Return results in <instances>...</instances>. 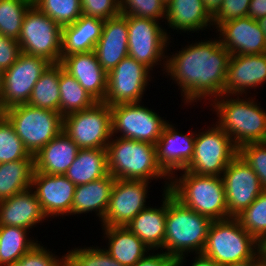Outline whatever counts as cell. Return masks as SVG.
<instances>
[{"mask_svg":"<svg viewBox=\"0 0 266 266\" xmlns=\"http://www.w3.org/2000/svg\"><path fill=\"white\" fill-rule=\"evenodd\" d=\"M181 49L166 58L165 71L181 88L184 103L223 95L231 54L220 40H201Z\"/></svg>","mask_w":266,"mask_h":266,"instance_id":"obj_1","label":"cell"},{"mask_svg":"<svg viewBox=\"0 0 266 266\" xmlns=\"http://www.w3.org/2000/svg\"><path fill=\"white\" fill-rule=\"evenodd\" d=\"M211 223L210 218L185 206L167 191L164 253L174 257L177 266H183L185 254L202 253Z\"/></svg>","mask_w":266,"mask_h":266,"instance_id":"obj_2","label":"cell"},{"mask_svg":"<svg viewBox=\"0 0 266 266\" xmlns=\"http://www.w3.org/2000/svg\"><path fill=\"white\" fill-rule=\"evenodd\" d=\"M107 145L108 171L115 179L166 181L164 191L169 190L170 176L157 160L156 145L133 139L115 137Z\"/></svg>","mask_w":266,"mask_h":266,"instance_id":"obj_3","label":"cell"},{"mask_svg":"<svg viewBox=\"0 0 266 266\" xmlns=\"http://www.w3.org/2000/svg\"><path fill=\"white\" fill-rule=\"evenodd\" d=\"M218 98L211 103L219 118L215 124L228 134L238 149L248 143L266 142V111L261 106L253 99H240L239 95L236 99L224 94Z\"/></svg>","mask_w":266,"mask_h":266,"instance_id":"obj_4","label":"cell"},{"mask_svg":"<svg viewBox=\"0 0 266 266\" xmlns=\"http://www.w3.org/2000/svg\"><path fill=\"white\" fill-rule=\"evenodd\" d=\"M170 178L169 192L182 204L212 221L229 218L221 176L198 175L186 170Z\"/></svg>","mask_w":266,"mask_h":266,"instance_id":"obj_5","label":"cell"},{"mask_svg":"<svg viewBox=\"0 0 266 266\" xmlns=\"http://www.w3.org/2000/svg\"><path fill=\"white\" fill-rule=\"evenodd\" d=\"M259 251L260 243L236 217H229L212 221L202 254L223 266L249 260Z\"/></svg>","mask_w":266,"mask_h":266,"instance_id":"obj_6","label":"cell"},{"mask_svg":"<svg viewBox=\"0 0 266 266\" xmlns=\"http://www.w3.org/2000/svg\"><path fill=\"white\" fill-rule=\"evenodd\" d=\"M2 114L33 156L63 129V116L59 112L28 104L8 108Z\"/></svg>","mask_w":266,"mask_h":266,"instance_id":"obj_7","label":"cell"},{"mask_svg":"<svg viewBox=\"0 0 266 266\" xmlns=\"http://www.w3.org/2000/svg\"><path fill=\"white\" fill-rule=\"evenodd\" d=\"M18 43L24 54L40 56L51 63H60L62 27L32 5L26 12Z\"/></svg>","mask_w":266,"mask_h":266,"instance_id":"obj_8","label":"cell"},{"mask_svg":"<svg viewBox=\"0 0 266 266\" xmlns=\"http://www.w3.org/2000/svg\"><path fill=\"white\" fill-rule=\"evenodd\" d=\"M80 149H107L112 136L111 108L104 102L63 117V129Z\"/></svg>","mask_w":266,"mask_h":266,"instance_id":"obj_9","label":"cell"},{"mask_svg":"<svg viewBox=\"0 0 266 266\" xmlns=\"http://www.w3.org/2000/svg\"><path fill=\"white\" fill-rule=\"evenodd\" d=\"M196 134L193 157L184 169L207 176H222L231 160L238 154L232 139L217 124Z\"/></svg>","mask_w":266,"mask_h":266,"instance_id":"obj_10","label":"cell"},{"mask_svg":"<svg viewBox=\"0 0 266 266\" xmlns=\"http://www.w3.org/2000/svg\"><path fill=\"white\" fill-rule=\"evenodd\" d=\"M110 108L112 136L121 133V138L157 144L167 120L140 102L118 104Z\"/></svg>","mask_w":266,"mask_h":266,"instance_id":"obj_11","label":"cell"},{"mask_svg":"<svg viewBox=\"0 0 266 266\" xmlns=\"http://www.w3.org/2000/svg\"><path fill=\"white\" fill-rule=\"evenodd\" d=\"M125 17L129 34L128 56L144 64L151 71L163 59L164 71L166 65L164 59L168 57L164 51L170 43L167 31L162 29V25L159 26L158 21L135 16Z\"/></svg>","mask_w":266,"mask_h":266,"instance_id":"obj_12","label":"cell"},{"mask_svg":"<svg viewBox=\"0 0 266 266\" xmlns=\"http://www.w3.org/2000/svg\"><path fill=\"white\" fill-rule=\"evenodd\" d=\"M50 64L51 62L43 57L22 53L18 60L4 71L0 113L8 108L27 104L35 83Z\"/></svg>","mask_w":266,"mask_h":266,"instance_id":"obj_13","label":"cell"},{"mask_svg":"<svg viewBox=\"0 0 266 266\" xmlns=\"http://www.w3.org/2000/svg\"><path fill=\"white\" fill-rule=\"evenodd\" d=\"M150 69L127 56L108 73L104 103L110 106L139 103L150 78Z\"/></svg>","mask_w":266,"mask_h":266,"instance_id":"obj_14","label":"cell"},{"mask_svg":"<svg viewBox=\"0 0 266 266\" xmlns=\"http://www.w3.org/2000/svg\"><path fill=\"white\" fill-rule=\"evenodd\" d=\"M228 215L236 217L264 191L258 176L237 154L222 173Z\"/></svg>","mask_w":266,"mask_h":266,"instance_id":"obj_15","label":"cell"},{"mask_svg":"<svg viewBox=\"0 0 266 266\" xmlns=\"http://www.w3.org/2000/svg\"><path fill=\"white\" fill-rule=\"evenodd\" d=\"M149 183L146 180L116 179L101 226L126 227L134 217L148 207L146 199Z\"/></svg>","mask_w":266,"mask_h":266,"instance_id":"obj_16","label":"cell"},{"mask_svg":"<svg viewBox=\"0 0 266 266\" xmlns=\"http://www.w3.org/2000/svg\"><path fill=\"white\" fill-rule=\"evenodd\" d=\"M76 185L65 175H49L34 171V190L44 214L49 217L71 215Z\"/></svg>","mask_w":266,"mask_h":266,"instance_id":"obj_17","label":"cell"},{"mask_svg":"<svg viewBox=\"0 0 266 266\" xmlns=\"http://www.w3.org/2000/svg\"><path fill=\"white\" fill-rule=\"evenodd\" d=\"M217 31L221 45L231 55L266 53V39L257 20L243 17L221 24Z\"/></svg>","mask_w":266,"mask_h":266,"instance_id":"obj_18","label":"cell"},{"mask_svg":"<svg viewBox=\"0 0 266 266\" xmlns=\"http://www.w3.org/2000/svg\"><path fill=\"white\" fill-rule=\"evenodd\" d=\"M266 82V53L231 55L226 72L224 95H243Z\"/></svg>","mask_w":266,"mask_h":266,"instance_id":"obj_19","label":"cell"},{"mask_svg":"<svg viewBox=\"0 0 266 266\" xmlns=\"http://www.w3.org/2000/svg\"><path fill=\"white\" fill-rule=\"evenodd\" d=\"M60 64L90 96L97 102H104L108 74L98 62L94 50L61 56Z\"/></svg>","mask_w":266,"mask_h":266,"instance_id":"obj_20","label":"cell"},{"mask_svg":"<svg viewBox=\"0 0 266 266\" xmlns=\"http://www.w3.org/2000/svg\"><path fill=\"white\" fill-rule=\"evenodd\" d=\"M187 133L180 134L167 122L156 144L158 163L170 177L184 170L193 157L196 131Z\"/></svg>","mask_w":266,"mask_h":266,"instance_id":"obj_21","label":"cell"},{"mask_svg":"<svg viewBox=\"0 0 266 266\" xmlns=\"http://www.w3.org/2000/svg\"><path fill=\"white\" fill-rule=\"evenodd\" d=\"M128 40L127 18L124 15L120 14L104 21L102 35L94 52L107 74L128 56Z\"/></svg>","mask_w":266,"mask_h":266,"instance_id":"obj_22","label":"cell"},{"mask_svg":"<svg viewBox=\"0 0 266 266\" xmlns=\"http://www.w3.org/2000/svg\"><path fill=\"white\" fill-rule=\"evenodd\" d=\"M46 218L31 188L0 201V226H14L29 230Z\"/></svg>","mask_w":266,"mask_h":266,"instance_id":"obj_23","label":"cell"},{"mask_svg":"<svg viewBox=\"0 0 266 266\" xmlns=\"http://www.w3.org/2000/svg\"><path fill=\"white\" fill-rule=\"evenodd\" d=\"M79 149L62 130L34 155L35 171L49 175H64Z\"/></svg>","mask_w":266,"mask_h":266,"instance_id":"obj_24","label":"cell"},{"mask_svg":"<svg viewBox=\"0 0 266 266\" xmlns=\"http://www.w3.org/2000/svg\"><path fill=\"white\" fill-rule=\"evenodd\" d=\"M163 193V202L160 208L148 206L126 226L153 251L159 248L162 250L165 240L167 191Z\"/></svg>","mask_w":266,"mask_h":266,"instance_id":"obj_25","label":"cell"},{"mask_svg":"<svg viewBox=\"0 0 266 266\" xmlns=\"http://www.w3.org/2000/svg\"><path fill=\"white\" fill-rule=\"evenodd\" d=\"M165 20L177 31H202L213 25V17L205 9L203 0H170L166 4Z\"/></svg>","mask_w":266,"mask_h":266,"instance_id":"obj_26","label":"cell"},{"mask_svg":"<svg viewBox=\"0 0 266 266\" xmlns=\"http://www.w3.org/2000/svg\"><path fill=\"white\" fill-rule=\"evenodd\" d=\"M115 180L109 173L99 180L76 186L71 215L95 211L99 220H103Z\"/></svg>","mask_w":266,"mask_h":266,"instance_id":"obj_27","label":"cell"},{"mask_svg":"<svg viewBox=\"0 0 266 266\" xmlns=\"http://www.w3.org/2000/svg\"><path fill=\"white\" fill-rule=\"evenodd\" d=\"M104 20L81 15L73 24L62 27V56L90 52L102 35Z\"/></svg>","mask_w":266,"mask_h":266,"instance_id":"obj_28","label":"cell"},{"mask_svg":"<svg viewBox=\"0 0 266 266\" xmlns=\"http://www.w3.org/2000/svg\"><path fill=\"white\" fill-rule=\"evenodd\" d=\"M102 229L105 238L109 239L106 252L121 265L134 266L151 250L127 227L107 226Z\"/></svg>","mask_w":266,"mask_h":266,"instance_id":"obj_29","label":"cell"},{"mask_svg":"<svg viewBox=\"0 0 266 266\" xmlns=\"http://www.w3.org/2000/svg\"><path fill=\"white\" fill-rule=\"evenodd\" d=\"M108 174L107 149H79L64 175L78 186L99 180Z\"/></svg>","mask_w":266,"mask_h":266,"instance_id":"obj_30","label":"cell"},{"mask_svg":"<svg viewBox=\"0 0 266 266\" xmlns=\"http://www.w3.org/2000/svg\"><path fill=\"white\" fill-rule=\"evenodd\" d=\"M34 171V156L30 160L0 163V201L31 188Z\"/></svg>","mask_w":266,"mask_h":266,"instance_id":"obj_31","label":"cell"},{"mask_svg":"<svg viewBox=\"0 0 266 266\" xmlns=\"http://www.w3.org/2000/svg\"><path fill=\"white\" fill-rule=\"evenodd\" d=\"M63 67L51 63L35 83L28 105L60 113L59 78Z\"/></svg>","mask_w":266,"mask_h":266,"instance_id":"obj_32","label":"cell"},{"mask_svg":"<svg viewBox=\"0 0 266 266\" xmlns=\"http://www.w3.org/2000/svg\"><path fill=\"white\" fill-rule=\"evenodd\" d=\"M27 232L26 228L0 226V266L19 261L38 243L30 239Z\"/></svg>","mask_w":266,"mask_h":266,"instance_id":"obj_33","label":"cell"},{"mask_svg":"<svg viewBox=\"0 0 266 266\" xmlns=\"http://www.w3.org/2000/svg\"><path fill=\"white\" fill-rule=\"evenodd\" d=\"M59 88L60 114L63 117L73 112L88 109L97 102L74 77L64 70L60 72Z\"/></svg>","mask_w":266,"mask_h":266,"instance_id":"obj_34","label":"cell"},{"mask_svg":"<svg viewBox=\"0 0 266 266\" xmlns=\"http://www.w3.org/2000/svg\"><path fill=\"white\" fill-rule=\"evenodd\" d=\"M33 0H0V34L18 40L22 22Z\"/></svg>","mask_w":266,"mask_h":266,"instance_id":"obj_35","label":"cell"},{"mask_svg":"<svg viewBox=\"0 0 266 266\" xmlns=\"http://www.w3.org/2000/svg\"><path fill=\"white\" fill-rule=\"evenodd\" d=\"M32 157L17 136L13 125L0 113V163L30 160Z\"/></svg>","mask_w":266,"mask_h":266,"instance_id":"obj_36","label":"cell"},{"mask_svg":"<svg viewBox=\"0 0 266 266\" xmlns=\"http://www.w3.org/2000/svg\"><path fill=\"white\" fill-rule=\"evenodd\" d=\"M33 5L61 27L73 24L82 15L81 0H33Z\"/></svg>","mask_w":266,"mask_h":266,"instance_id":"obj_37","label":"cell"},{"mask_svg":"<svg viewBox=\"0 0 266 266\" xmlns=\"http://www.w3.org/2000/svg\"><path fill=\"white\" fill-rule=\"evenodd\" d=\"M240 225L260 244L266 239V191L236 216Z\"/></svg>","mask_w":266,"mask_h":266,"instance_id":"obj_38","label":"cell"},{"mask_svg":"<svg viewBox=\"0 0 266 266\" xmlns=\"http://www.w3.org/2000/svg\"><path fill=\"white\" fill-rule=\"evenodd\" d=\"M66 266H124L99 247L75 248L66 253Z\"/></svg>","mask_w":266,"mask_h":266,"instance_id":"obj_39","label":"cell"},{"mask_svg":"<svg viewBox=\"0 0 266 266\" xmlns=\"http://www.w3.org/2000/svg\"><path fill=\"white\" fill-rule=\"evenodd\" d=\"M120 12L124 16L165 19L166 4L163 0H120Z\"/></svg>","mask_w":266,"mask_h":266,"instance_id":"obj_40","label":"cell"},{"mask_svg":"<svg viewBox=\"0 0 266 266\" xmlns=\"http://www.w3.org/2000/svg\"><path fill=\"white\" fill-rule=\"evenodd\" d=\"M238 154L252 168L266 191V142L245 144L238 149Z\"/></svg>","mask_w":266,"mask_h":266,"instance_id":"obj_41","label":"cell"},{"mask_svg":"<svg viewBox=\"0 0 266 266\" xmlns=\"http://www.w3.org/2000/svg\"><path fill=\"white\" fill-rule=\"evenodd\" d=\"M82 15L106 21L121 14L120 0H81Z\"/></svg>","mask_w":266,"mask_h":266,"instance_id":"obj_42","label":"cell"},{"mask_svg":"<svg viewBox=\"0 0 266 266\" xmlns=\"http://www.w3.org/2000/svg\"><path fill=\"white\" fill-rule=\"evenodd\" d=\"M19 261L23 266H66V256L60 259L40 243L25 253Z\"/></svg>","mask_w":266,"mask_h":266,"instance_id":"obj_43","label":"cell"},{"mask_svg":"<svg viewBox=\"0 0 266 266\" xmlns=\"http://www.w3.org/2000/svg\"><path fill=\"white\" fill-rule=\"evenodd\" d=\"M251 0H223L219 10L213 16V25L216 29L223 23L247 17Z\"/></svg>","mask_w":266,"mask_h":266,"instance_id":"obj_44","label":"cell"},{"mask_svg":"<svg viewBox=\"0 0 266 266\" xmlns=\"http://www.w3.org/2000/svg\"><path fill=\"white\" fill-rule=\"evenodd\" d=\"M22 54L17 40L0 34V70H8Z\"/></svg>","mask_w":266,"mask_h":266,"instance_id":"obj_45","label":"cell"},{"mask_svg":"<svg viewBox=\"0 0 266 266\" xmlns=\"http://www.w3.org/2000/svg\"><path fill=\"white\" fill-rule=\"evenodd\" d=\"M176 259L166 253H152V255L144 256L134 266H175Z\"/></svg>","mask_w":266,"mask_h":266,"instance_id":"obj_46","label":"cell"},{"mask_svg":"<svg viewBox=\"0 0 266 266\" xmlns=\"http://www.w3.org/2000/svg\"><path fill=\"white\" fill-rule=\"evenodd\" d=\"M266 16V0H251L247 12V17L253 20Z\"/></svg>","mask_w":266,"mask_h":266,"instance_id":"obj_47","label":"cell"},{"mask_svg":"<svg viewBox=\"0 0 266 266\" xmlns=\"http://www.w3.org/2000/svg\"><path fill=\"white\" fill-rule=\"evenodd\" d=\"M264 264L263 256L261 254V251H259L253 258L239 262V263H233V264H227L223 266H262Z\"/></svg>","mask_w":266,"mask_h":266,"instance_id":"obj_48","label":"cell"},{"mask_svg":"<svg viewBox=\"0 0 266 266\" xmlns=\"http://www.w3.org/2000/svg\"><path fill=\"white\" fill-rule=\"evenodd\" d=\"M191 266H220L202 253H196V257Z\"/></svg>","mask_w":266,"mask_h":266,"instance_id":"obj_49","label":"cell"},{"mask_svg":"<svg viewBox=\"0 0 266 266\" xmlns=\"http://www.w3.org/2000/svg\"><path fill=\"white\" fill-rule=\"evenodd\" d=\"M223 0H203L205 9L213 17L219 10Z\"/></svg>","mask_w":266,"mask_h":266,"instance_id":"obj_50","label":"cell"},{"mask_svg":"<svg viewBox=\"0 0 266 266\" xmlns=\"http://www.w3.org/2000/svg\"><path fill=\"white\" fill-rule=\"evenodd\" d=\"M261 30L264 32V36H265V39H266V16L265 17H262V18H259L257 20Z\"/></svg>","mask_w":266,"mask_h":266,"instance_id":"obj_51","label":"cell"},{"mask_svg":"<svg viewBox=\"0 0 266 266\" xmlns=\"http://www.w3.org/2000/svg\"><path fill=\"white\" fill-rule=\"evenodd\" d=\"M260 251L263 256L264 264L266 265V239L260 244Z\"/></svg>","mask_w":266,"mask_h":266,"instance_id":"obj_52","label":"cell"},{"mask_svg":"<svg viewBox=\"0 0 266 266\" xmlns=\"http://www.w3.org/2000/svg\"><path fill=\"white\" fill-rule=\"evenodd\" d=\"M3 74H4V72L2 70H0V98L2 95V91H3Z\"/></svg>","mask_w":266,"mask_h":266,"instance_id":"obj_53","label":"cell"},{"mask_svg":"<svg viewBox=\"0 0 266 266\" xmlns=\"http://www.w3.org/2000/svg\"><path fill=\"white\" fill-rule=\"evenodd\" d=\"M4 266H23V265L21 264L20 261H15L14 263L7 264V265H4Z\"/></svg>","mask_w":266,"mask_h":266,"instance_id":"obj_54","label":"cell"},{"mask_svg":"<svg viewBox=\"0 0 266 266\" xmlns=\"http://www.w3.org/2000/svg\"><path fill=\"white\" fill-rule=\"evenodd\" d=\"M169 1H170V0H163V2H164L165 4H167Z\"/></svg>","mask_w":266,"mask_h":266,"instance_id":"obj_55","label":"cell"}]
</instances>
